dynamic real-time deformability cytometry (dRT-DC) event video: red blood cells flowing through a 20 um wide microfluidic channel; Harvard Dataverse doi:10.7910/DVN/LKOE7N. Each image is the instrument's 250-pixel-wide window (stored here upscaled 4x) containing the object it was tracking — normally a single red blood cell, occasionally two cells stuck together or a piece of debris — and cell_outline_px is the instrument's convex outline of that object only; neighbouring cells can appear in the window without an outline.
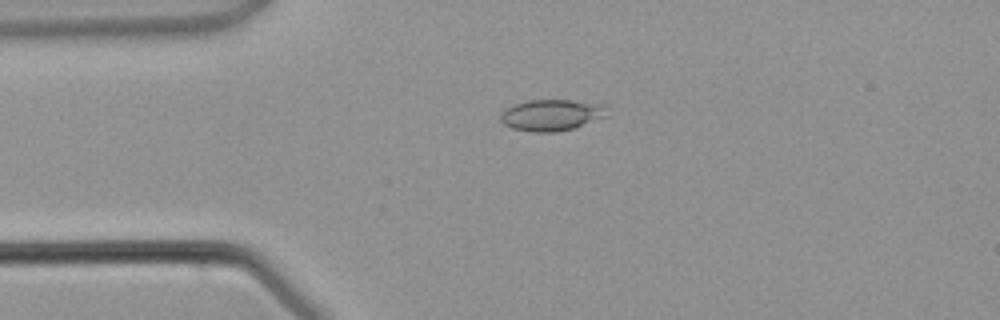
{"species": "common noctule bat (a hibernating species)", "species_latin": "Nyctalus noctula", "temperature_condition": "warm", "stored_images_in_passage": 2, "camera_frame_rate_fps": 3000, "um_per_image_px": 0.085, "animal": {"sex": "male", "body_mass_g": 21.5, "forearm_length_mm": 52.0}, "frame": {"image": 1, "passage_image": 2, "time_ms": 1.333, "image_size_px": [1000, 320], "cell_outline_px": [[608, 116], [572, 128], [552, 132], [532, 132], [512, 128], [504, 124], [500, 120], [500, 112], [512, 104], [528, 100], [572, 100], [608, 104]], "centroid_in_image_um": [46.9, 9.76], "position_along_channel_um": 38.1, "area_um2": 19.71}}